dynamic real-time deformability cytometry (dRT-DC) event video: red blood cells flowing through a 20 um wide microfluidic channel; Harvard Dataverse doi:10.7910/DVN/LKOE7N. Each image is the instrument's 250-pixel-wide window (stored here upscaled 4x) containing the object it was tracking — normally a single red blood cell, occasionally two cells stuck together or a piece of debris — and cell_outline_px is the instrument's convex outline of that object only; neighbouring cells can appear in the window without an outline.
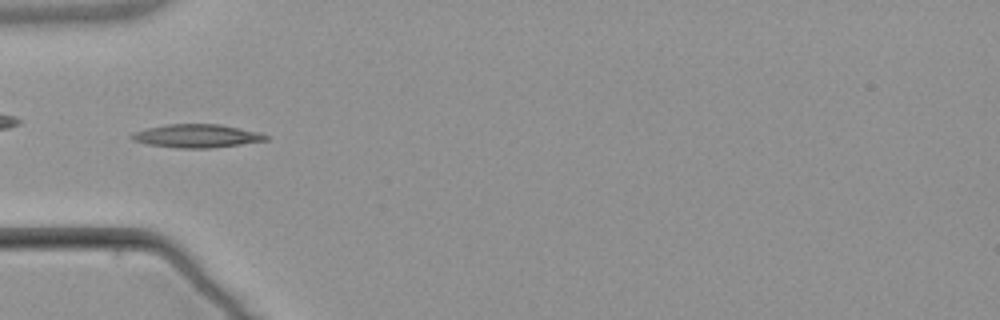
{"species": "common noctule bat (a hibernating species)", "species_latin": "Nyctalus noctula", "temperature_condition": "warm", "stored_images_in_passage": 7, "camera_frame_rate_fps": 3000, "um_per_image_px": 0.085, "animal": {"sex": "male", "body_mass_g": 21.5, "forearm_length_mm": 52.0}, "frame": {"image": 1, "passage_image": 5, "time_ms": 5.667, "image_size_px": [1000, 320], "cell_outline_px": [[268, 140], [240, 144], [208, 148], [176, 148], [148, 144], [132, 140], [128, 136], [132, 132], [148, 128], [168, 124], [220, 124], [260, 132], [268, 136]], "centroid_in_image_um": [16.7, 11.55], "position_along_channel_um": 68.3, "area_um2": 18.21}}
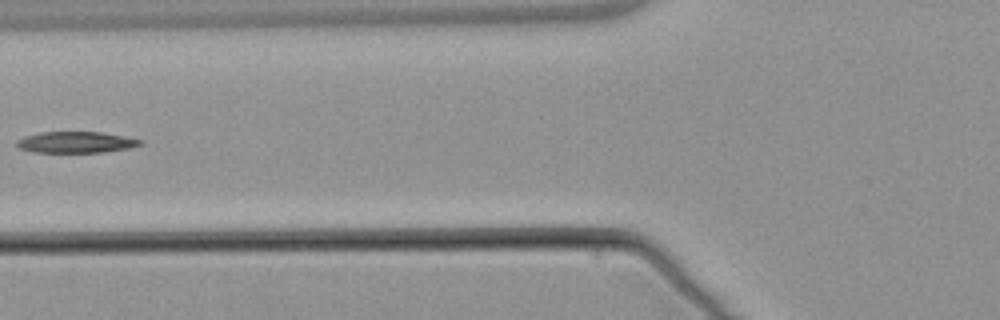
{"frame": {"image": 2, "passage_image": 6, "time_ms": 7.0, "image_size_px": [1000, 320], "cell_outline_px": [[144, 144], [128, 148], [104, 152], [32, 152], [20, 148], [16, 144], [16, 140], [40, 132], [104, 132], [144, 140]], "centroid_in_image_um": [6.51, 12.09], "position_along_channel_um": 119.3, "area_um2": 15.26}}